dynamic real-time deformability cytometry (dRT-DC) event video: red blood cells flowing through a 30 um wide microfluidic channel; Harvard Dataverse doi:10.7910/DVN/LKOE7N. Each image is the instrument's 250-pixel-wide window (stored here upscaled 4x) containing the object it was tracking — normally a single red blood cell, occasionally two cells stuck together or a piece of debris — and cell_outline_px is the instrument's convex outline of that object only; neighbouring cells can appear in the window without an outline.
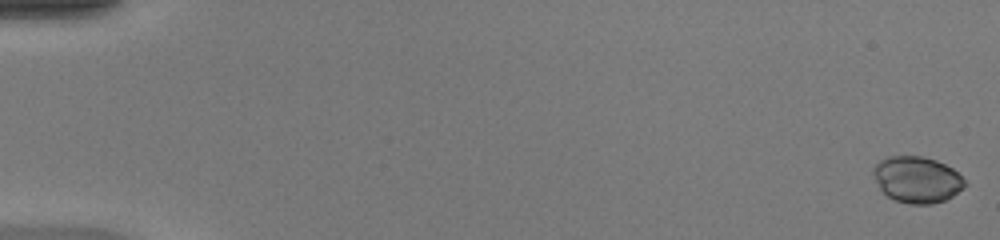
{"species": "common noctule bat (a hibernating species)", "species_latin": "Nyctalus noctula", "temperature_condition": "warm", "stored_images_in_passage": 9, "camera_frame_rate_fps": 3000, "um_per_image_px": 0.085, "animal": {"sex": "female", "body_mass_g": 20.0, "forearm_length_mm": 54.0}, "frame": {"image": 1, "passage_image": 1, "time_ms": 0.0, "image_size_px": [1000, 240], "cell_outline_px": [[968, 184], [952, 196], [944, 200], [932, 204], [912, 204], [896, 200], [888, 196], [880, 188], [872, 172], [872, 168], [880, 160], [888, 156], [924, 156], [936, 160], [952, 168]], "centroid_in_image_um": [77.94, 15.25], "position_along_channel_um": 7.1, "area_um2": 24.51}}